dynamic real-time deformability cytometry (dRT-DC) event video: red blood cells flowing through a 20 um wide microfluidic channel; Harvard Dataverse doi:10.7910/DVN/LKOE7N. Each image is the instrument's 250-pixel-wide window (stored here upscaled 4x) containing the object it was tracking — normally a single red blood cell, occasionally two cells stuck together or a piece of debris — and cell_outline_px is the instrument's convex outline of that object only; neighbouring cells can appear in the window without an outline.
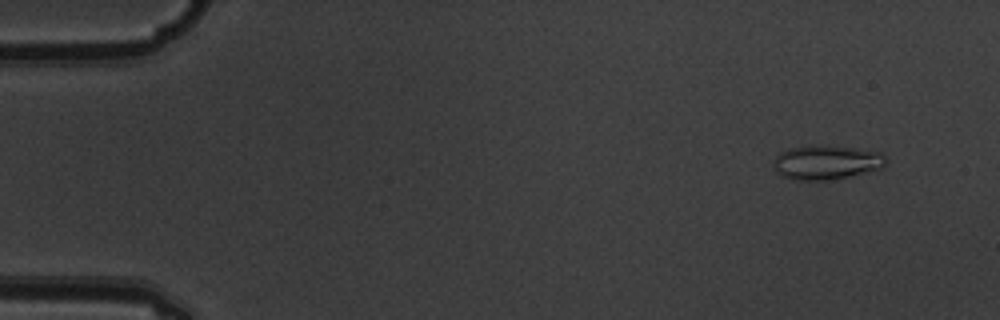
{"species": "common noctule bat (a hibernating species)", "species_latin": "Nyctalus noctula", "temperature_condition": "warm", "stored_images_in_passage": 9, "camera_frame_rate_fps": 3000, "um_per_image_px": 0.085, "animal": {"sex": "male", "body_mass_g": 19.5, "forearm_length_mm": 54.6}, "frame": {"image": 1, "passage_image": 2, "time_ms": 0.333, "image_size_px": [1000, 320], "cell_outline_px": [[888, 160], [884, 168], [868, 172], [828, 180], [796, 180], [784, 176], [776, 172], [772, 168], [772, 160], [780, 152], [788, 148], [812, 144], [828, 144], [856, 148], [880, 152]], "centroid_in_image_um": [70.23, 13.77], "position_along_channel_um": 14.8, "area_um2": 23.06}}
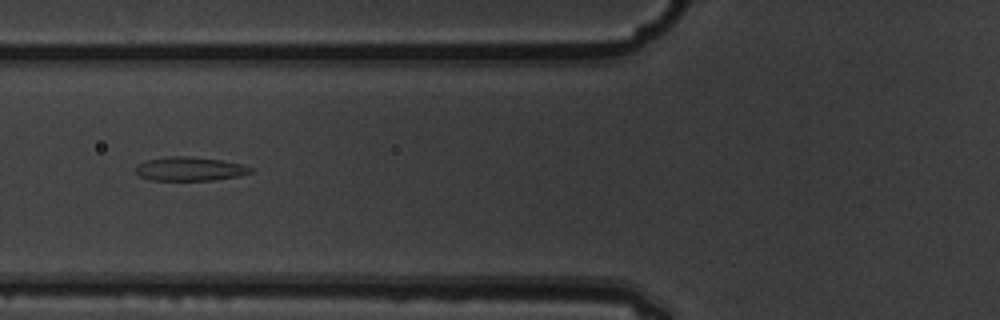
{"frame": {"image": 2, "passage_image": 7, "time_ms": 2.0, "image_size_px": [1000, 320], "cell_outline_px": [[256, 172], [240, 176], [212, 180], [152, 180], [140, 176], [136, 172], [136, 164], [148, 160], [168, 156], [192, 156], [220, 160], [240, 164], [252, 168]], "centroid_in_image_um": [16.16, 14.35], "position_along_channel_um": 109.6, "area_um2": 16.01}}
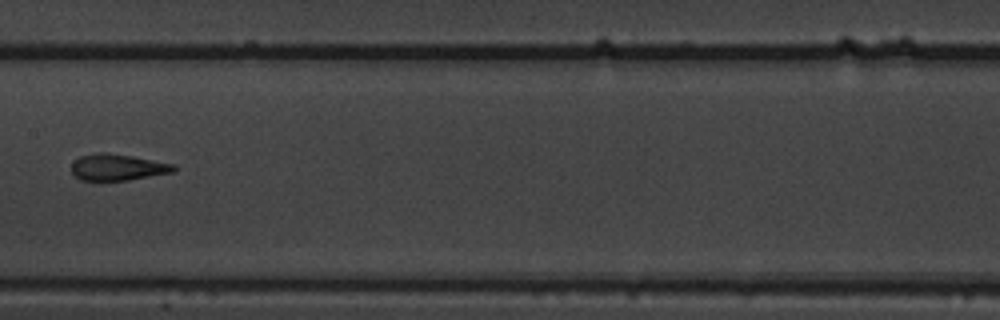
{"frame": {"image": 3, "passage_image": 9, "time_ms": 2.667, "image_size_px": [1000, 320], "cell_outline_px": [[176, 168], [172, 172], [128, 180], [80, 180], [72, 172], [72, 160], [80, 156], [100, 152], [104, 152], [132, 156], [176, 164]], "centroid_in_image_um": [9.98, 14.21], "position_along_channel_um": 197.4, "area_um2": 15.66}}